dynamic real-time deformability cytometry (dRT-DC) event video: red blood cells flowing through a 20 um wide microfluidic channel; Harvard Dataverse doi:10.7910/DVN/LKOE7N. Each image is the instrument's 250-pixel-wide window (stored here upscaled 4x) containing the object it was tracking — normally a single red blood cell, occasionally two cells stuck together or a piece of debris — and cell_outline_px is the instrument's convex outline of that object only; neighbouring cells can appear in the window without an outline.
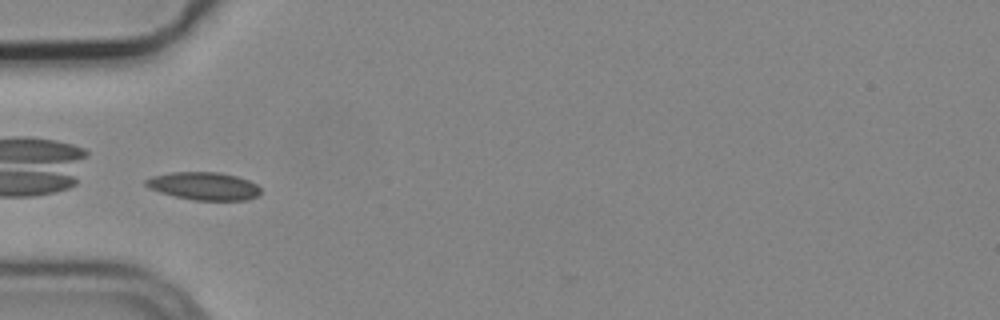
{"species": "common noctule bat (a hibernating species)", "species_latin": "Nyctalus noctula", "temperature_condition": "cold", "stored_images_in_passage": 10, "camera_frame_rate_fps": 3000, "um_per_image_px": 0.085, "animal": {"sex": "male", "body_mass_g": 19.2, "forearm_length_mm": 51.8}, "frame": {"image": 1, "passage_image": 5, "time_ms": 1.333, "image_size_px": [1000, 320], "cell_outline_px": [[260, 192], [256, 196], [248, 200], [192, 200], [160, 192], [148, 188], [144, 184], [144, 180], [152, 176], [172, 172], [220, 172], [236, 176], [248, 180], [256, 184], [260, 188]], "centroid_in_image_um": [17.31, 15.81], "position_along_channel_um": 67.7, "area_um2": 18.61}}
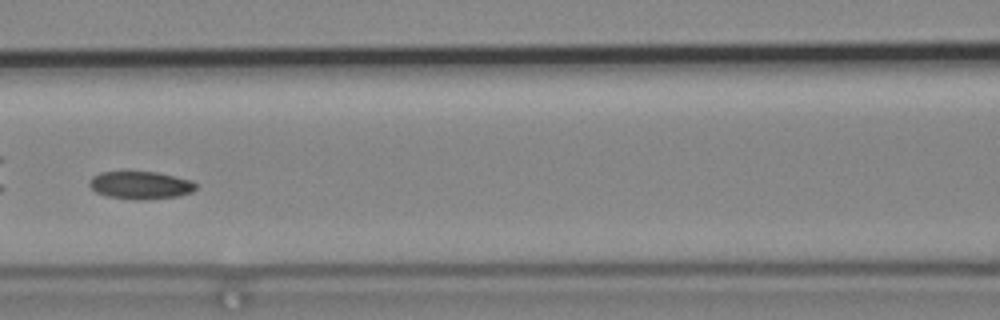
{"frame": {"image": 2, "passage_image": 7, "time_ms": 2.0, "image_size_px": [1000, 320], "cell_outline_px": [[196, 188], [192, 192], [180, 196], [144, 200], [132, 200], [108, 196], [96, 192], [88, 184], [88, 180], [92, 176], [100, 172], [156, 172], [192, 180], [196, 184]], "centroid_in_image_um": [11.94, 15.75], "position_along_channel_um": 154.7, "area_um2": 17.34}}
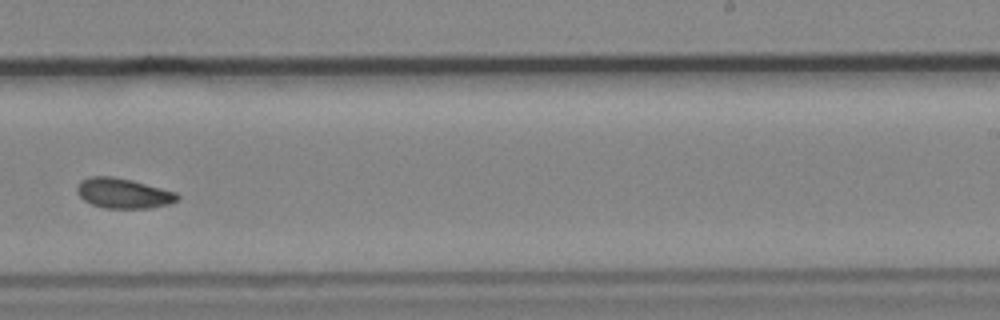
{"frame": {"image": 3, "passage_image": 10, "time_ms": 3.0, "image_size_px": [1000, 320], "cell_outline_px": [[180, 200], [168, 204], [148, 208], [104, 208], [92, 204], [84, 200], [76, 192], [76, 188], [80, 180], [88, 176], [112, 176], [132, 180], [176, 192], [180, 196]], "centroid_in_image_um": [10.47, 16.42], "position_along_channel_um": 278.5, "area_um2": 17.69}}